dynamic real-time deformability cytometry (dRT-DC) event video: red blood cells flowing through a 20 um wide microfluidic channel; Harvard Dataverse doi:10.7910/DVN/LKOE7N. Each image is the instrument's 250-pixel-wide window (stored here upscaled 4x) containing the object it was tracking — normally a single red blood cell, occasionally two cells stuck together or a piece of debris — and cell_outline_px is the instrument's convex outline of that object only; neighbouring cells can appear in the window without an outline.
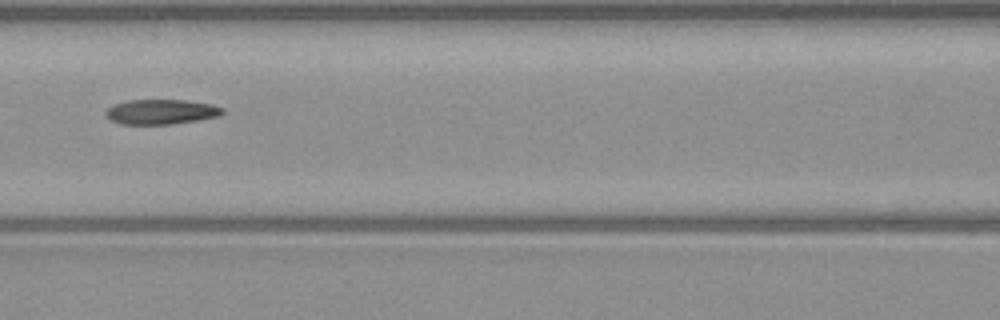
{"species": "common noctule bat (a hibernating species)", "species_latin": "Nyctalus noctula", "temperature_condition": "warm", "stored_images_in_passage": 6, "camera_frame_rate_fps": 3000, "um_per_image_px": 0.085, "animal": {"sex": "male", "body_mass_g": 23.1, "forearm_length_mm": 52.7}, "frame": {"image": 1, "passage_image": 6, "time_ms": 6.667, "image_size_px": [1000, 320], "cell_outline_px": [[224, 112], [220, 116], [172, 124], [120, 124], [112, 120], [104, 112], [112, 104], [128, 100], [184, 100], [212, 104], [224, 108]], "centroid_in_image_um": [13.7, 9.5], "position_along_channel_um": 152.9, "area_um2": 16.94}}